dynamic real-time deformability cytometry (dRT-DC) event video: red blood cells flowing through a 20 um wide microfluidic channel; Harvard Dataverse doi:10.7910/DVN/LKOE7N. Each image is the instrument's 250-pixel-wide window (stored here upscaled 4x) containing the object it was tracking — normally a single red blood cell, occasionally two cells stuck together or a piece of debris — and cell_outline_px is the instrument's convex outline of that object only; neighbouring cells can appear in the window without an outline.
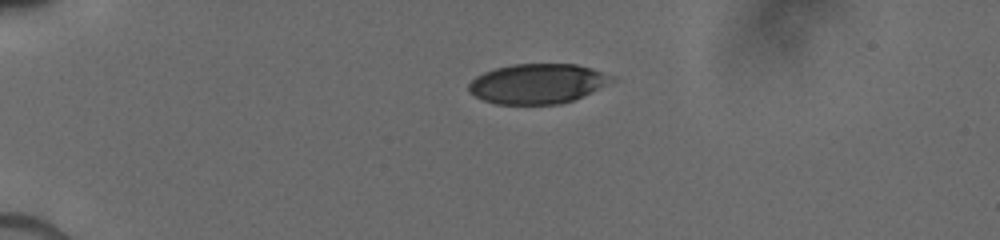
{"species": "human", "species_latin": "Homo sapiens", "temperature_condition": "cold", "stored_images_in_passage": 25, "camera_frame_rate_fps": 3000, "um_per_image_px": 0.085, "donor": {"sex": "male"}, "frame": {"image": 1, "passage_image": 1, "time_ms": 0.0, "image_size_px": [1000, 240], "cell_outline_px": [[616, 80], [572, 100], [560, 104], [496, 104], [484, 100], [468, 92], [468, 84], [476, 76], [484, 72], [496, 68], [512, 64], [576, 64], [612, 76]], "centroid_in_image_um": [45.63, 7.11], "position_along_channel_um": 39.4, "area_um2": 32.83}}
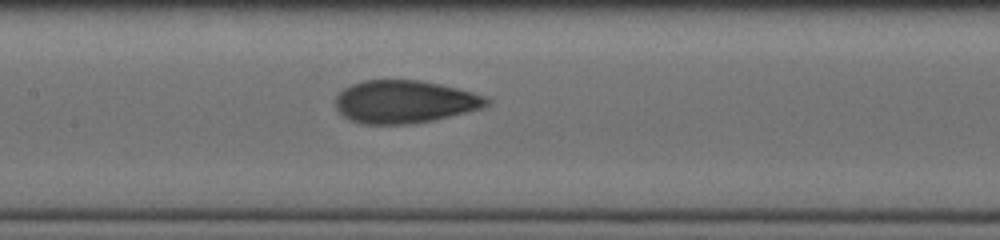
{"frame": {"image": 2, "passage_image": 15, "time_ms": 4.667, "image_size_px": [1000, 240], "cell_outline_px": [[492, 100], [488, 104], [480, 108], [416, 124], [360, 124], [344, 116], [336, 108], [336, 96], [344, 88], [352, 84], [364, 80], [420, 80], [440, 84], [472, 92], [484, 96]], "centroid_in_image_um": [34.36, 8.65], "position_along_channel_um": 173.0, "area_um2": 37.45}}
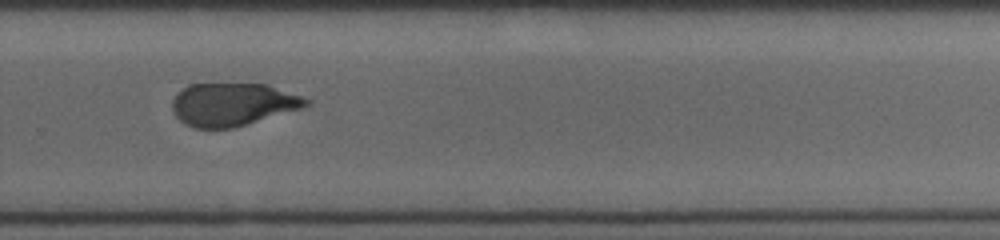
{"frame": {"image": 3, "passage_image": 25, "time_ms": 8.0, "image_size_px": [1000, 240], "cell_outline_px": [[312, 100], [308, 104], [300, 108], [232, 128], [192, 128], [184, 124], [176, 116], [172, 108], [172, 100], [188, 84], [268, 84]], "centroid_in_image_um": [19.75, 8.87], "position_along_channel_um": 310.0, "area_um2": 33.06}}